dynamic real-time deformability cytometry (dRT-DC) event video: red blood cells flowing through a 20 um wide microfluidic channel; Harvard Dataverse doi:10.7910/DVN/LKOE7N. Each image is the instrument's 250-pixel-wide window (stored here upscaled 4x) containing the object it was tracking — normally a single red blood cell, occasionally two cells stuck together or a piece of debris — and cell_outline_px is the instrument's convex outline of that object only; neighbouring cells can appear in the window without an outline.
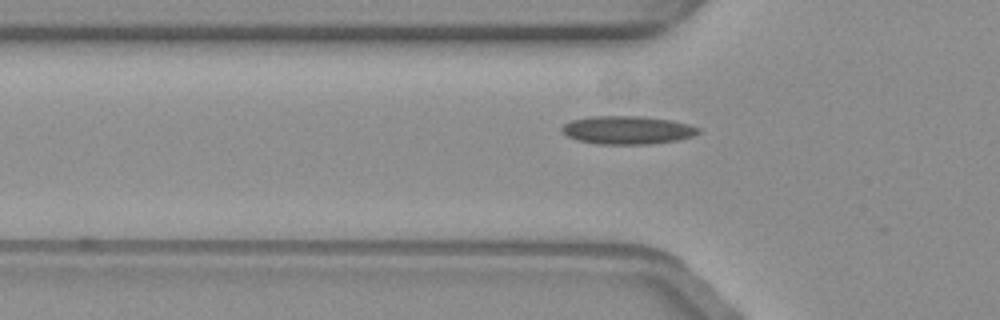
{"species": "common noctule bat (a hibernating species)", "species_latin": "Nyctalus noctula", "temperature_condition": "warm", "stored_images_in_passage": 38, "camera_frame_rate_fps": 3000, "um_per_image_px": 0.085, "animal": {"sex": "female", "body_mass_g": 19.3, "forearm_length_mm": 54.1}, "frame": {"image": 1, "passage_image": 4, "time_ms": 1.0, "image_size_px": [1000, 320], "cell_outline_px": [[700, 132], [692, 136], [676, 140], [652, 144], [600, 144], [576, 140], [560, 132], [560, 128], [564, 124], [572, 120], [588, 116], [644, 116], [672, 120], [688, 124], [700, 128]], "centroid_in_image_um": [53.3, 11.05], "position_along_channel_um": 72.5, "area_um2": 22.6}}
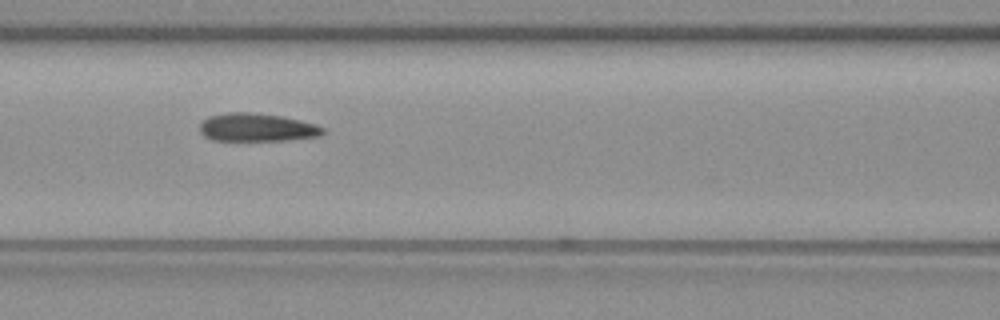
{"frame": {"image": 2, "passage_image": 10, "time_ms": 3.0, "image_size_px": [1000, 320], "cell_outline_px": [[328, 132], [320, 136], [288, 140], [212, 140], [204, 136], [200, 132], [200, 124], [208, 116], [224, 112], [248, 112], [284, 116], [316, 124], [324, 128]], "centroid_in_image_um": [21.86, 10.82], "position_along_channel_um": 144.7, "area_um2": 20.4}}
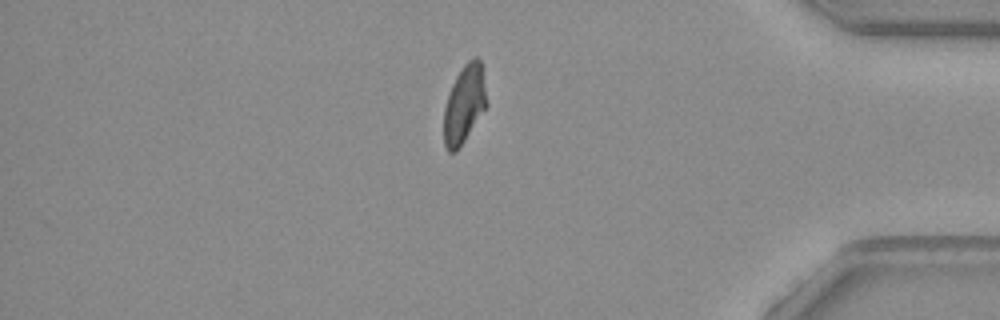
{"frame": {"image": 3, "passage_image": 34, "time_ms": 11.0, "image_size_px": [1000, 320], "cell_outline_px": [[488, 104], [456, 152], [448, 152], [444, 144], [444, 108], [452, 84], [456, 76], [464, 64], [472, 56], [476, 56], [480, 60]], "centroid_in_image_um": [39.46, 8.84], "position_along_channel_um": 395.7, "area_um2": 19.25}, "authors_computed_cell_mechanics": {"area_um2": 20.6057, "velocity_mm_per_s": 3.5631, "shape_relaxation_time_tau1_ms": null, "shape_relaxation_time_tau2_ms": 1.6172, "deformation_change_tau1": null, "deformation_change_tau2": 0.0819}}